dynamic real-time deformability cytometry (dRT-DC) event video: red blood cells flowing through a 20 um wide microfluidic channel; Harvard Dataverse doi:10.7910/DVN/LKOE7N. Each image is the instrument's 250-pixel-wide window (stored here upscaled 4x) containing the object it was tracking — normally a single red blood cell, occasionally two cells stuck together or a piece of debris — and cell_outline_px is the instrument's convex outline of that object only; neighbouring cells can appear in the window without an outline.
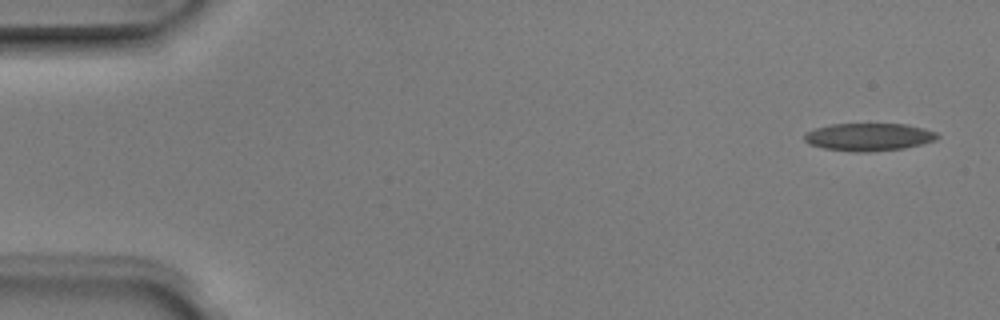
{"species": "Egyptian fruit bat (a non-hibernating species)", "species_latin": "Rousettus aegyptiacus", "temperature_condition": "room temperature", "stored_images_in_passage": 4, "camera_frame_rate_fps": 3000, "um_per_image_px": 0.085, "animal": {"sex": "male"}, "frame": {"image": 1, "passage_image": 1, "time_ms": 0.0, "image_size_px": [1000, 320], "cell_outline_px": [[940, 136], [936, 140], [904, 148], [872, 152], [852, 152], [824, 148], [808, 144], [804, 140], [804, 132], [816, 128], [832, 124], [904, 124], [924, 128], [936, 132]], "centroid_in_image_um": [73.83, 11.65], "position_along_channel_um": 11.2, "area_um2": 21.56}}
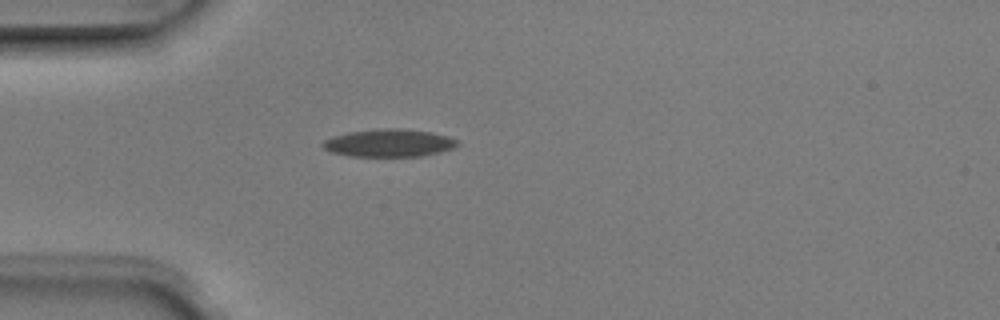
{"frame": {"image": 2, "passage_image": 4, "time_ms": 1.0, "image_size_px": [1000, 320], "cell_outline_px": [[460, 144], [456, 148], [440, 152], [420, 156], [348, 156], [332, 152], [324, 148], [320, 144], [324, 140], [332, 136], [348, 132], [376, 128], [400, 128], [432, 132], [448, 136], [460, 140]], "centroid_in_image_um": [33.1, 12.14], "position_along_channel_um": 51.9, "area_um2": 22.08}}